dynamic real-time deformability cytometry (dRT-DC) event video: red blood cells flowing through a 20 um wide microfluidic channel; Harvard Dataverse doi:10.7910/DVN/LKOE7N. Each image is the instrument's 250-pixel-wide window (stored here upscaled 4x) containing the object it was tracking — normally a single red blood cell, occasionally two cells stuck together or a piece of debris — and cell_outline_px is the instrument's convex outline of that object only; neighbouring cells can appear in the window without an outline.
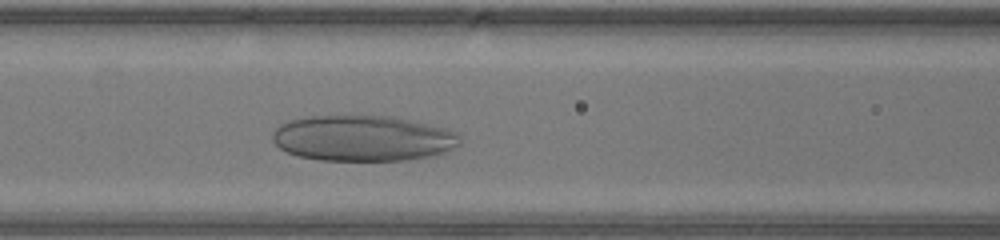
{"species": "human", "species_latin": "Homo sapiens", "temperature_condition": "warm", "stored_images_in_passage": 29, "camera_frame_rate_fps": 3000, "um_per_image_px": 0.085, "donor": {"sex": "male"}, "frame": {"image": 1, "passage_image": 10, "time_ms": 3.0, "image_size_px": [1000, 240], "cell_outline_px": [[460, 144], [436, 156], [408, 160], [320, 160], [296, 156], [280, 148], [272, 140], [272, 132], [280, 124], [288, 120], [308, 116], [388, 116], [408, 120], [444, 128], [456, 132], [460, 136]], "centroid_in_image_um": [30.82, 11.76], "position_along_channel_um": 135.8, "area_um2": 50.0}}
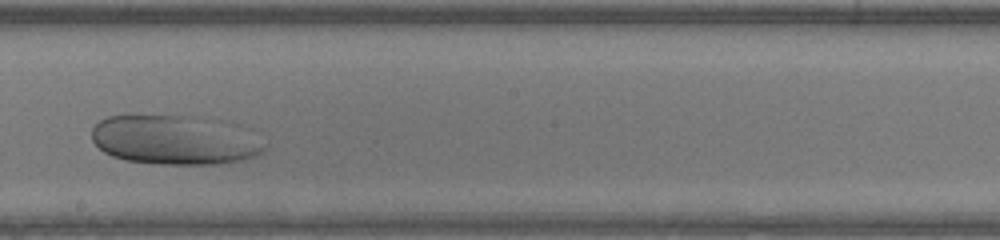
{"frame": {"image": 2, "passage_image": 17, "time_ms": 5.333, "image_size_px": [1000, 240], "cell_outline_px": [[268, 144], [264, 152], [256, 156], [244, 160], [216, 164], [160, 164], [128, 160], [112, 156], [104, 152], [92, 140], [92, 128], [100, 120], [108, 116], [192, 116]], "centroid_in_image_um": [14.68, 11.95], "position_along_channel_um": 233.5, "area_um2": 47.51}}
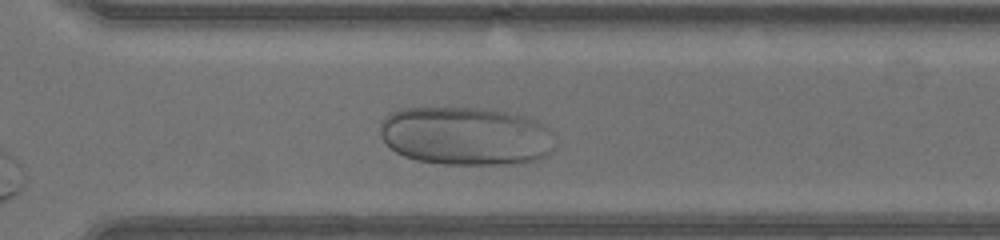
{"frame": {"image": 3, "passage_image": 24, "time_ms": 7.667, "image_size_px": [1000, 240], "cell_outline_px": [[556, 148], [548, 156], [540, 160], [524, 164], [444, 164], [416, 160], [404, 156], [396, 152], [380, 136], [380, 120], [388, 112], [400, 108], [488, 108], [524, 116], [536, 120], [544, 124], [552, 132]], "centroid_in_image_um": [39.63, 11.56], "position_along_channel_um": 331.0, "area_um2": 60.69}}